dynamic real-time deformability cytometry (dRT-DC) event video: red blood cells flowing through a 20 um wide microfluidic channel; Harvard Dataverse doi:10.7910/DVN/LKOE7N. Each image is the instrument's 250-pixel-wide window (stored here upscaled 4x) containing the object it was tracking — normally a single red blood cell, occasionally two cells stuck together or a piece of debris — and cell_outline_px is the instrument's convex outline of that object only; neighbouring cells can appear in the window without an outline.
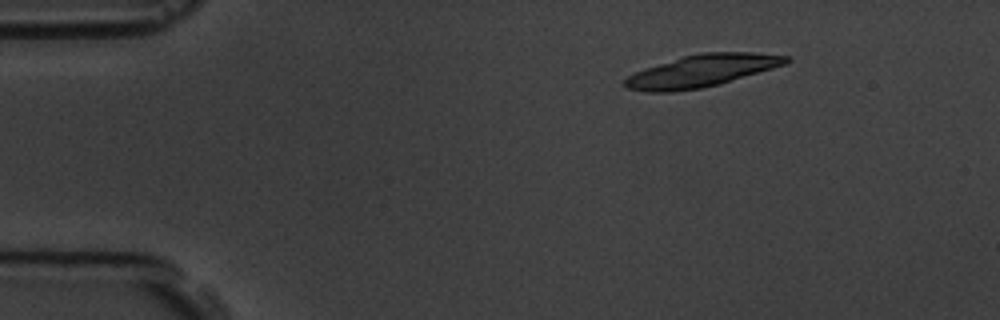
{"species": "common noctule bat (a hibernating species)", "species_latin": "Nyctalus noctula", "temperature_condition": "room temperature", "stored_images_in_passage": 6, "segment_of_instrument_passage": [1, 2], "camera_frame_rate_fps": 3000, "um_per_image_px": 0.085, "animal": {"sex": "male", "body_mass_g": 19.5, "forearm_length_mm": 54.6}, "frame": {"image": 1, "passage_image": 1, "time_ms": 0.0, "image_size_px": [1000, 320], "cell_outline_px": [[792, 60], [788, 64], [720, 84], [700, 88], [672, 92], [648, 92], [628, 88], [624, 84], [624, 80], [628, 76], [644, 68], [684, 56], [700, 52], [752, 52], [792, 56]], "centroid_in_image_um": [59.73, 6.01], "position_along_channel_um": 25.3, "area_um2": 30.35}}